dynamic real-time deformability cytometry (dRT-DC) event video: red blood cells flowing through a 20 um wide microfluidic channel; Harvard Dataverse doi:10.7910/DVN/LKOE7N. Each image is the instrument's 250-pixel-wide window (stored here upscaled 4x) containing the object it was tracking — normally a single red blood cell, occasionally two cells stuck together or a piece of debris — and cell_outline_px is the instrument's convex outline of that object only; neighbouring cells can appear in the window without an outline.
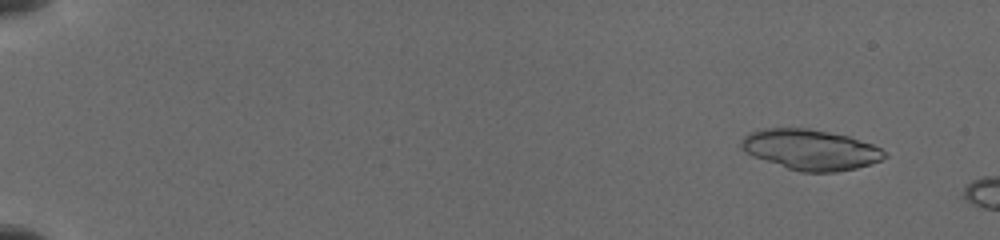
{"species": "common noctule bat (a hibernating species)", "species_latin": "Nyctalus noctula", "temperature_condition": "cold", "stored_images_in_passage": 5, "camera_frame_rate_fps": 3000, "um_per_image_px": 0.085, "animal": {"sex": "female", "body_mass_g": 19.5, "forearm_length_mm": 54.1}, "frame": {"image": 1, "passage_image": 3, "time_ms": 1.333, "image_size_px": [1000, 240], "cell_outline_px": [[888, 156], [872, 164], [856, 168], [836, 172], [800, 172], [752, 156], [740, 148], [740, 140], [748, 132], [764, 128], [808, 128], [848, 136], [872, 144], [888, 152]], "centroid_in_image_um": [68.89, 12.72], "position_along_channel_um": 16.1, "area_um2": 33.93}}